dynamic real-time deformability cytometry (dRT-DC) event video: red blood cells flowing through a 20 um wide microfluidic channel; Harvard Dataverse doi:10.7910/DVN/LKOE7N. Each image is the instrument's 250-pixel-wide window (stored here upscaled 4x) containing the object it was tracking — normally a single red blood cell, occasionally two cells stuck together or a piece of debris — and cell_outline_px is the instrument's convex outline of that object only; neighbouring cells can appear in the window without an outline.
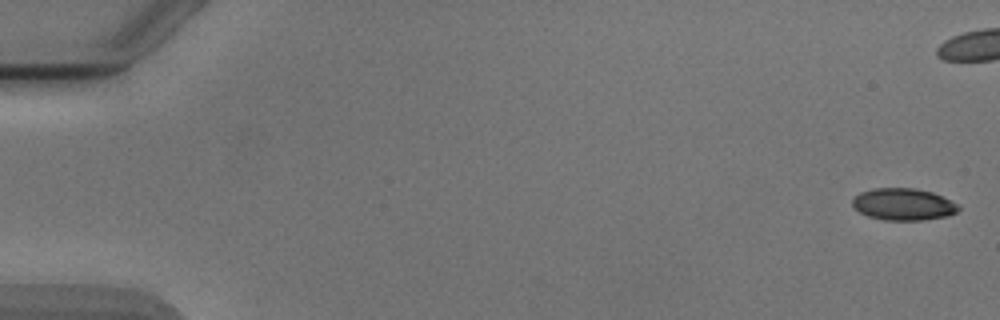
{"species": "Egyptian fruit bat (a non-hibernating species)", "species_latin": "Rousettus aegyptiacus", "temperature_condition": "cold", "stored_images_in_passage": 7, "camera_frame_rate_fps": 3000, "um_per_image_px": 0.085, "animal": {"sex": "male"}, "frame": {"image": 1, "passage_image": 1, "time_ms": 0.0, "image_size_px": [1000, 320], "cell_outline_px": [[960, 208], [956, 212], [948, 216], [924, 220], [884, 220], [868, 216], [860, 212], [852, 204], [852, 200], [860, 192], [872, 188], [916, 188], [932, 192], [960, 204]], "centroid_in_image_um": [76.81, 17.36], "position_along_channel_um": 8.2, "area_um2": 19.83}}
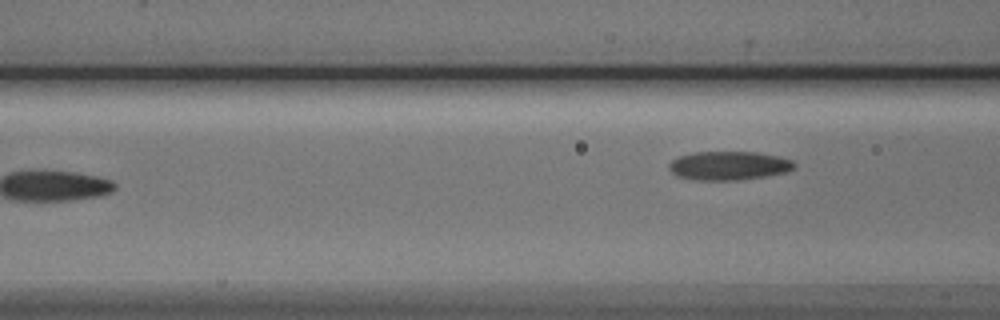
{"frame": {"image": 2, "passage_image": 7, "time_ms": 8.0, "image_size_px": [1000, 320], "cell_outline_px": [[796, 164], [792, 168], [784, 172], [764, 176], [740, 180], [700, 180], [676, 176], [668, 168], [668, 164], [672, 160], [680, 156], [692, 152], [756, 152], [776, 156], [792, 160]], "centroid_in_image_um": [61.9, 14.08], "position_along_channel_um": 104.7, "area_um2": 20.81}}